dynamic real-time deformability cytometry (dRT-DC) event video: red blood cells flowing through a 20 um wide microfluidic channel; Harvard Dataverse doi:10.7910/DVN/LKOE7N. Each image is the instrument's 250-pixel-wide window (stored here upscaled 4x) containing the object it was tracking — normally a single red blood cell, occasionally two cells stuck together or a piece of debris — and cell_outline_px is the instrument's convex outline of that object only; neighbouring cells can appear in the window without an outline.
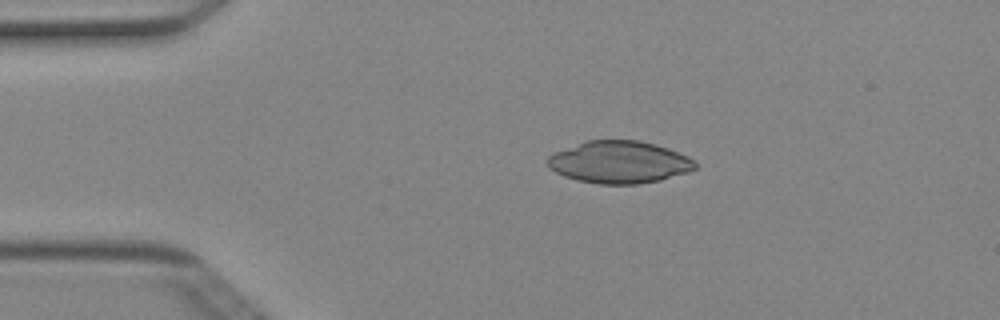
{"species": "Egyptian fruit bat (a non-hibernating species)", "species_latin": "Rousettus aegyptiacus", "temperature_condition": "cold", "stored_images_in_passage": 3, "camera_frame_rate_fps": 3000, "um_per_image_px": 0.085, "animal": {"sex": "female"}, "frame": {"image": 1, "passage_image": 2, "time_ms": 0.333, "image_size_px": [1000, 320], "cell_outline_px": [[696, 168], [688, 172], [660, 180], [636, 184], [600, 184], [576, 180], [564, 176], [548, 168], [548, 156], [556, 152], [588, 140], [640, 140], [656, 144], [668, 148], [688, 156], [696, 164]], "centroid_in_image_um": [52.64, 13.78], "position_along_channel_um": 32.4, "area_um2": 36.18}}